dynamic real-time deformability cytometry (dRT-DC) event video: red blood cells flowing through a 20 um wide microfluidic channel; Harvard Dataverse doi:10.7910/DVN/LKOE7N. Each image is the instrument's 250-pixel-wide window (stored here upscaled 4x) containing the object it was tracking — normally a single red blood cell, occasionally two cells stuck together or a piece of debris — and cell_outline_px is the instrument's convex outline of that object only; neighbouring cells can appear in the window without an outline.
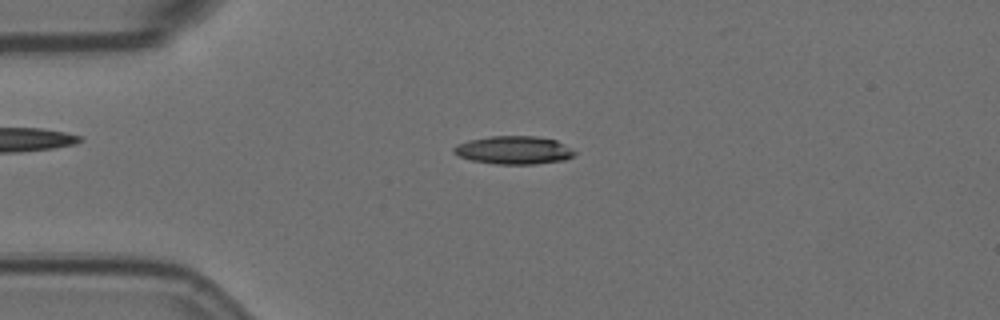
{"species": "Egyptian fruit bat (a non-hibernating species)", "species_latin": "Rousettus aegyptiacus", "temperature_condition": "room temperature", "stored_images_in_passage": 58, "camera_frame_rate_fps": 3000, "um_per_image_px": 0.085, "animal": {"sex": "female"}, "frame": {"image": 1, "passage_image": 14, "time_ms": 4.333, "image_size_px": [1000, 320], "cell_outline_px": [[576, 152], [572, 156], [564, 160], [536, 164], [496, 164], [472, 160], [460, 156], [452, 152], [452, 148], [456, 144], [468, 140], [488, 136], [536, 136], [556, 140]], "centroid_in_image_um": [43.63, 12.75], "position_along_channel_um": 41.4, "area_um2": 19.77}}
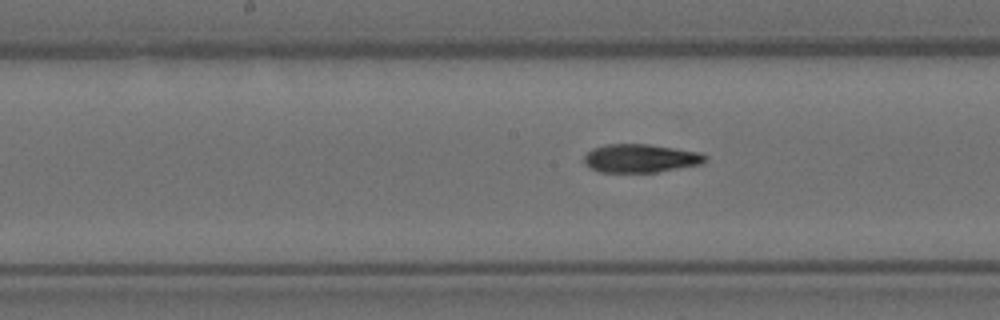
{"frame": {"image": 2, "passage_image": 29, "time_ms": 9.333, "image_size_px": [1000, 320], "cell_outline_px": [[708, 160], [700, 164], [656, 172], [600, 172], [584, 164], [584, 156], [592, 148], [604, 144], [648, 144], [676, 148], [700, 152], [708, 156]], "centroid_in_image_um": [54.45, 13.44], "position_along_channel_um": 193.7, "area_um2": 20.11}}
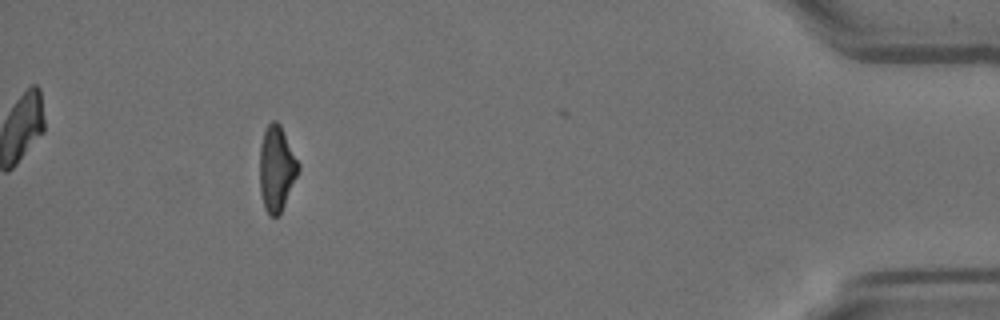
{"frame": {"image": 3, "passage_image": 53, "time_ms": 17.333, "image_size_px": [1000, 320], "cell_outline_px": [[300, 168], [284, 204], [280, 212], [276, 216], [268, 216], [264, 208], [260, 192], [260, 144], [264, 132], [268, 124], [272, 120], [276, 120], [280, 124], [300, 164]], "centroid_in_image_um": [23.5, 14.31], "position_along_channel_um": 411.7, "area_um2": 19.07}, "authors_computed_cell_mechanics": {"area_um2": 19.7965, "velocity_mm_per_s": 3.5114, "shape_relaxation_time_tau1_ms": null, "shape_relaxation_time_tau2_ms": 4.2835, "deformation_change_tau1": null, "deformation_change_tau2": 0.1384}}